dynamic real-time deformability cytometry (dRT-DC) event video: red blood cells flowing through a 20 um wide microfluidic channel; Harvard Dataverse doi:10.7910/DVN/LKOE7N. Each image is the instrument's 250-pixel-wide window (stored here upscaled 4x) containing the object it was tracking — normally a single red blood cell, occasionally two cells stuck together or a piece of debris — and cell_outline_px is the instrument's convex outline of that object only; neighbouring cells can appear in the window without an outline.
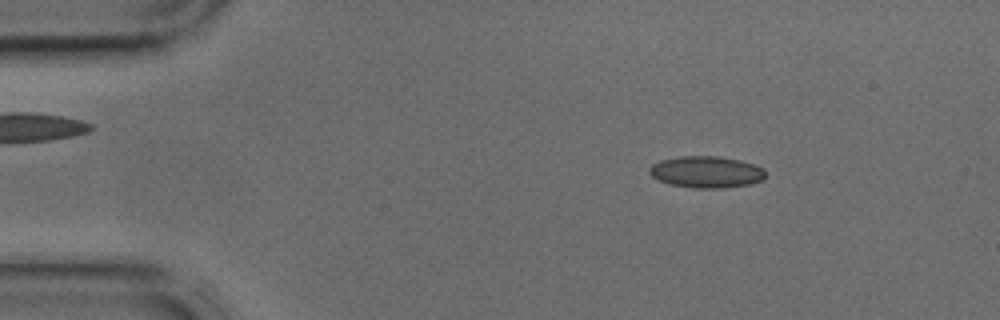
{"species": "common noctule bat (a hibernating species)", "species_latin": "Nyctalus noctula", "temperature_condition": "cold", "stored_images_in_passage": 42, "camera_frame_rate_fps": 3000, "um_per_image_px": 0.085, "animal": {"sex": "male", "body_mass_g": 17.9, "forearm_length_mm": 54.2}, "frame": {"image": 1, "passage_image": 6, "time_ms": 1.667, "image_size_px": [1000, 320], "cell_outline_px": [[764, 180], [748, 184], [724, 188], [696, 188], [668, 184], [656, 180], [648, 172], [648, 168], [652, 164], [660, 160], [680, 156], [716, 156], [740, 160], [764, 168]], "centroid_in_image_um": [59.99, 14.62], "position_along_channel_um": 25.0, "area_um2": 21.5}}
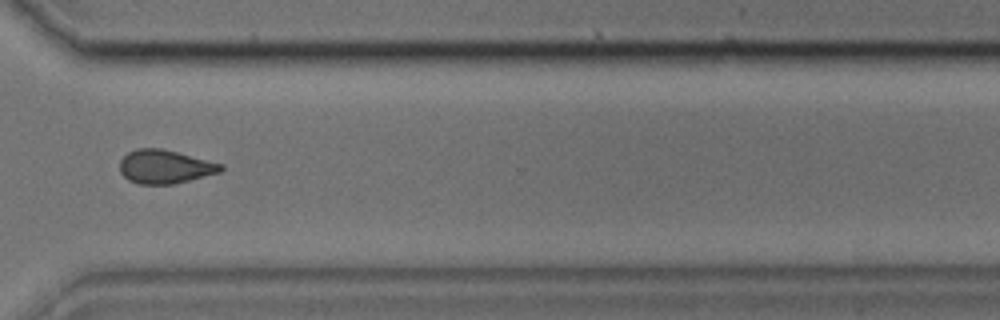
{"frame": {"image": 2, "passage_image": 31, "time_ms": 10.0, "image_size_px": [1000, 320], "cell_outline_px": [[224, 168], [220, 172], [172, 184], [140, 184], [128, 180], [120, 172], [120, 160], [128, 152], [136, 148], [160, 148], [224, 164]], "centroid_in_image_um": [14.0, 14.16], "position_along_channel_um": 356.6, "area_um2": 19.65}}
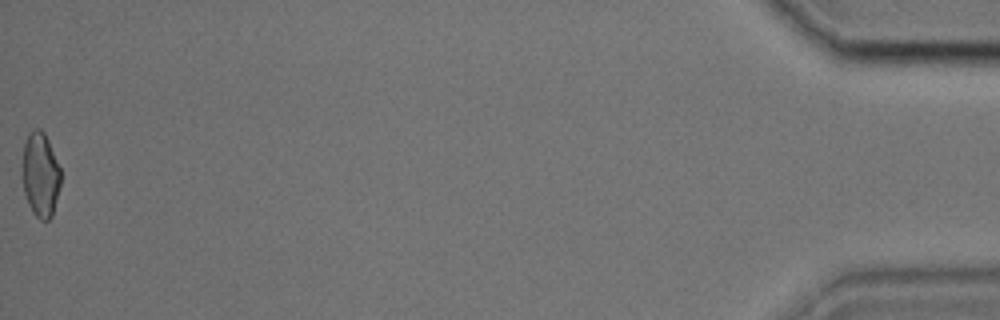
{"frame": {"image": 3, "passage_image": 42, "time_ms": 13.667, "image_size_px": [1000, 320], "cell_outline_px": [[60, 184], [52, 216], [48, 220], [40, 220], [32, 212], [28, 204], [24, 192], [20, 176], [20, 172], [24, 144], [28, 132], [32, 128], [40, 128], [44, 132], [48, 140], [60, 168]], "centroid_in_image_um": [3.39, 14.82], "position_along_channel_um": 431.8, "area_um2": 19.36}}